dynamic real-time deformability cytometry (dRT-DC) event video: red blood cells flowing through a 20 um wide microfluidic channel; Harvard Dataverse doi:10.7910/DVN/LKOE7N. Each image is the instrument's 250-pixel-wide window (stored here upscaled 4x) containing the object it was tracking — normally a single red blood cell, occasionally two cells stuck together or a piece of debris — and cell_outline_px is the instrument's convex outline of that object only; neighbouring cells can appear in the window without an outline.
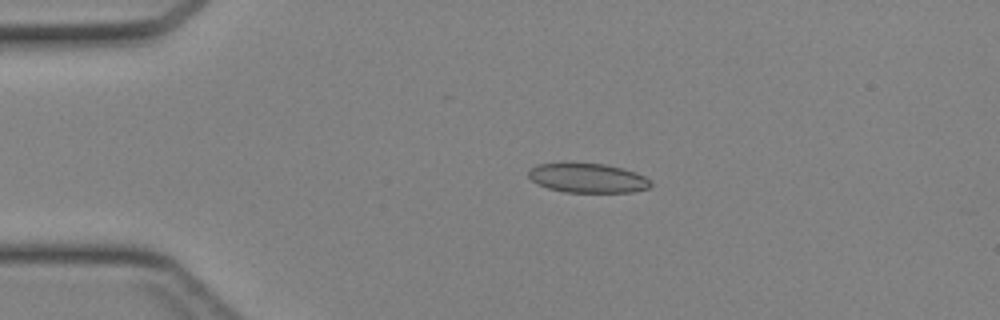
{"species": "Egyptian fruit bat (a non-hibernating species)", "species_latin": "Rousettus aegyptiacus", "temperature_condition": "cold", "stored_images_in_passage": 41, "camera_frame_rate_fps": 3000, "um_per_image_px": 0.085, "animal": {"sex": "female"}, "frame": {"image": 1, "passage_image": 6, "time_ms": 1.667, "image_size_px": [1000, 320], "cell_outline_px": [[652, 188], [632, 192], [564, 192], [548, 188], [532, 180], [528, 176], [528, 172], [536, 164], [564, 160], [572, 160], [604, 164], [636, 172], [644, 176], [652, 184]], "centroid_in_image_um": [49.91, 15.08], "position_along_channel_um": 35.1, "area_um2": 21.68}}
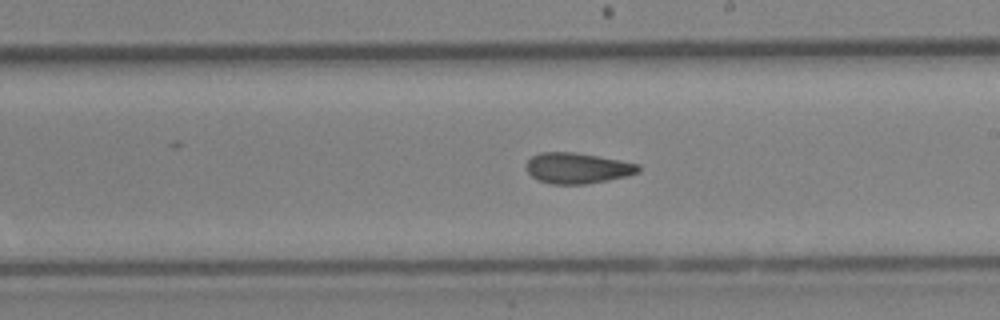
{"frame": {"image": 2, "passage_image": 22, "time_ms": 7.0, "image_size_px": [1000, 320], "cell_outline_px": [[640, 172], [628, 176], [588, 184], [552, 184], [536, 180], [528, 172], [524, 164], [532, 156], [540, 152], [572, 152], [620, 160], [640, 164]], "centroid_in_image_um": [49.07, 14.3], "position_along_channel_um": 239.9, "area_um2": 20.23}}
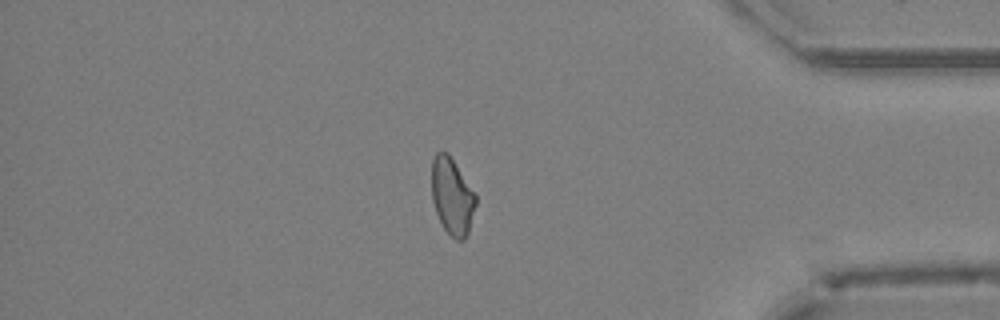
{"frame": {"image": 3, "passage_image": 34, "time_ms": 11.0, "image_size_px": [1000, 320], "cell_outline_px": [[476, 204], [468, 232], [464, 240], [456, 240], [444, 228], [436, 212], [432, 200], [432, 160], [436, 152], [448, 152], [476, 196]], "centroid_in_image_um": [38.42, 16.68], "position_along_channel_um": 396.8, "area_um2": 19.36}}